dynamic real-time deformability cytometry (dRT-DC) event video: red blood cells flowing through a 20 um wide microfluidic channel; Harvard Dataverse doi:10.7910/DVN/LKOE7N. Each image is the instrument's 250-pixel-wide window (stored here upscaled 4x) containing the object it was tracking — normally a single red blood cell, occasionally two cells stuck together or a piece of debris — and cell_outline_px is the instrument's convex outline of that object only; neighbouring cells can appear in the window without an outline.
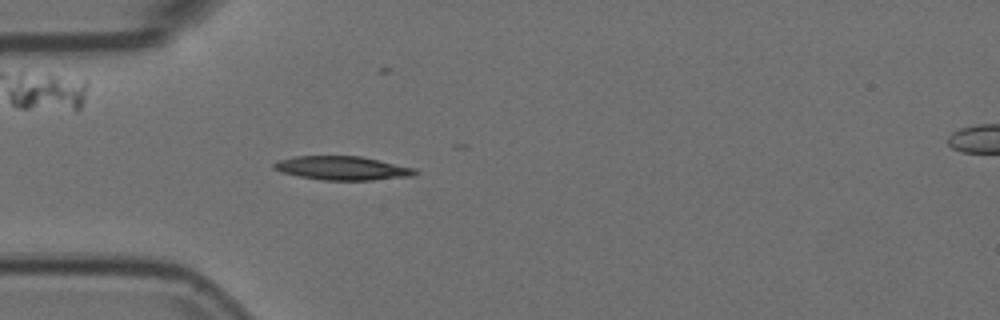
{"species": "Egyptian fruit bat (a non-hibernating species)", "species_latin": "Rousettus aegyptiacus", "temperature_condition": "room temperature", "stored_images_in_passage": 4, "camera_frame_rate_fps": 3000, "um_per_image_px": 0.085, "animal": {"sex": "female"}, "frame": {"image": 1, "passage_image": 3, "time_ms": 0.667, "image_size_px": [1000, 320], "cell_outline_px": [[420, 172], [412, 176], [372, 180], [324, 180], [300, 176], [280, 172], [272, 168], [272, 164], [280, 160], [296, 156], [360, 156], [416, 168]], "centroid_in_image_um": [29.12, 14.29], "position_along_channel_um": 55.9, "area_um2": 19.54}}